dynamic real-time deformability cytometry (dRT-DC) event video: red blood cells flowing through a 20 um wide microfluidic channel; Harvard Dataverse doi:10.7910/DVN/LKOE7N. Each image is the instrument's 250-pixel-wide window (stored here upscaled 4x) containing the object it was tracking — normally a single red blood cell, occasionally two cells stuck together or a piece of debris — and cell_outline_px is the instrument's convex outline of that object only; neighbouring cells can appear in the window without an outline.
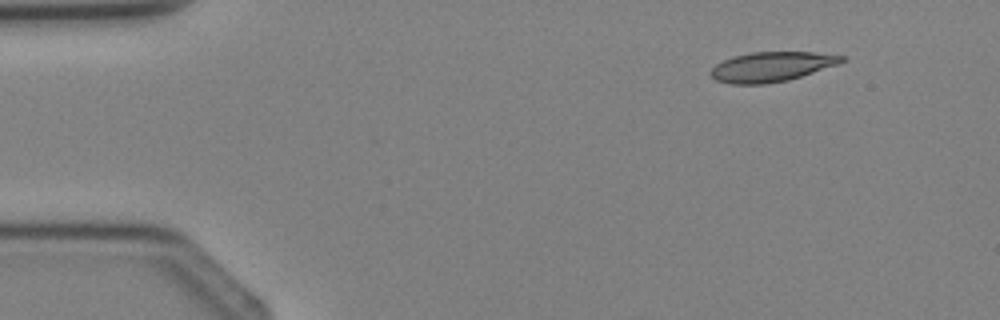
{"species": "Egyptian fruit bat (a non-hibernating species)", "species_latin": "Rousettus aegyptiacus", "temperature_condition": "cold", "stored_images_in_passage": 3, "camera_frame_rate_fps": 3000, "um_per_image_px": 0.085, "animal": {"sex": "female"}, "frame": {"image": 1, "passage_image": 3, "time_ms": 3.333, "image_size_px": [1000, 320], "cell_outline_px": [[848, 60], [840, 64], [788, 80], [764, 84], [732, 84], [716, 80], [708, 72], [716, 64], [724, 60], [736, 56], [752, 52], [812, 52], [848, 56]], "centroid_in_image_um": [65.64, 5.67], "position_along_channel_um": 19.4, "area_um2": 22.77}}